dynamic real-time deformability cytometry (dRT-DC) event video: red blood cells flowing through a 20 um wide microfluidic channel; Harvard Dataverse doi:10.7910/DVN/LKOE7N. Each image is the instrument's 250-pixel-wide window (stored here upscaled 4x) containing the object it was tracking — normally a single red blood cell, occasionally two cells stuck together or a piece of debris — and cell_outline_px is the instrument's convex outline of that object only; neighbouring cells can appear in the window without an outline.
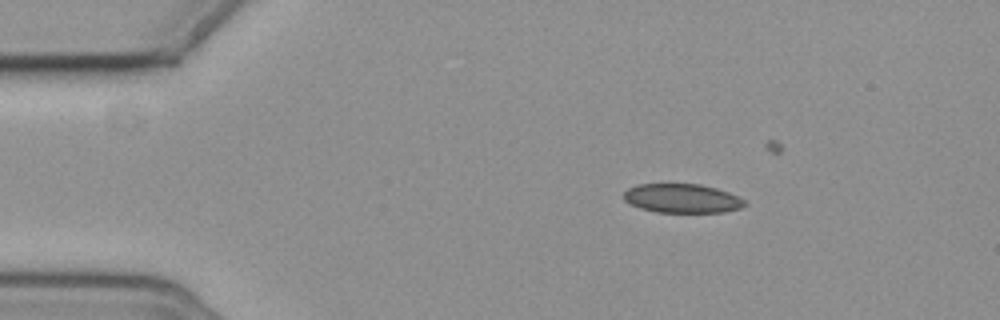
{"species": "common noctule bat (a hibernating species)", "species_latin": "Nyctalus noctula", "temperature_condition": "cold", "stored_images_in_passage": 4, "camera_frame_rate_fps": 3000, "um_per_image_px": 0.085, "animal": {"sex": "female", "body_mass_g": 19.3, "forearm_length_mm": 54.1}, "frame": {"image": 1, "passage_image": 1, "time_ms": 0.0, "image_size_px": [1000, 320], "cell_outline_px": [[748, 204], [740, 208], [724, 212], [656, 212], [640, 208], [628, 204], [624, 200], [624, 192], [628, 188], [636, 184], [700, 184], [716, 188], [728, 192], [744, 200]], "centroid_in_image_um": [57.95, 16.86], "position_along_channel_um": 27.1, "area_um2": 20.52}}